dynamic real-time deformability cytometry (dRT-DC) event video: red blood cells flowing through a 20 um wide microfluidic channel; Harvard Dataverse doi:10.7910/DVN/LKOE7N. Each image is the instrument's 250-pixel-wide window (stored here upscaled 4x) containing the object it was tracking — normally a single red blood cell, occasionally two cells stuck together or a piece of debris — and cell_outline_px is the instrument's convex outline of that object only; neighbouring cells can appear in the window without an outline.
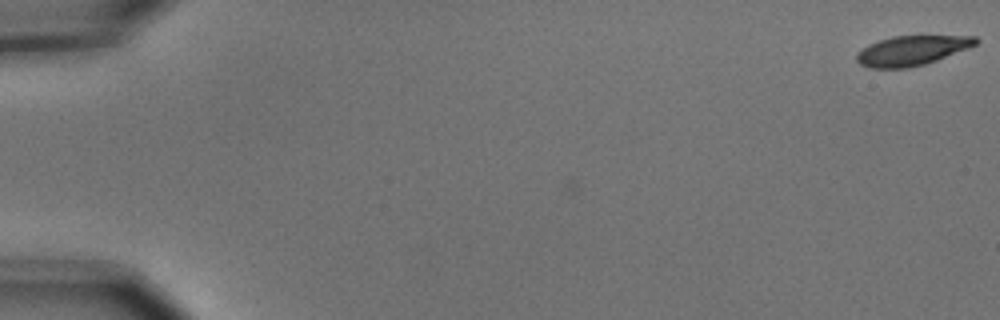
{"species": "common noctule bat (a hibernating species)", "species_latin": "Nyctalus noctula", "temperature_condition": "cold", "stored_images_in_passage": 6, "camera_frame_rate_fps": 3000, "um_per_image_px": 0.085, "animal": {"sex": "male", "body_mass_g": 15.6}, "frame": {"image": 1, "passage_image": 1, "time_ms": 0.0, "image_size_px": [1000, 320], "cell_outline_px": [[980, 40], [976, 44], [968, 48], [936, 60], [924, 64], [908, 68], [872, 68], [860, 64], [856, 60], [856, 52], [868, 44], [892, 36], [976, 36]], "centroid_in_image_um": [77.48, 4.29], "position_along_channel_um": 7.5, "area_um2": 20.52}}
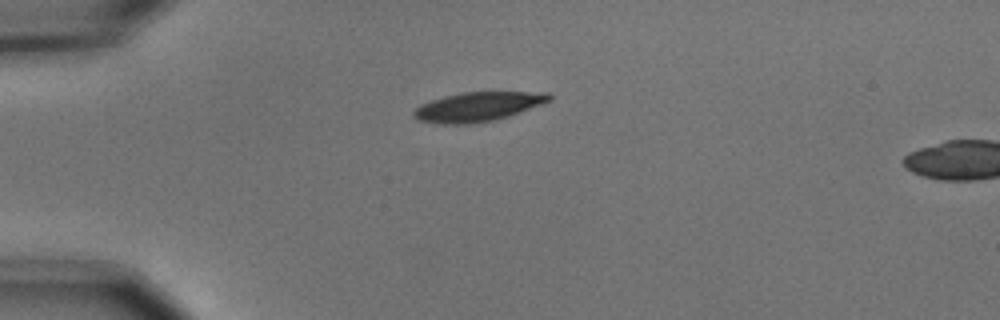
{"frame": {"image": 2, "passage_image": 5, "time_ms": 1.333, "image_size_px": [1000, 320], "cell_outline_px": [[552, 100], [508, 116], [492, 120], [468, 124], [440, 124], [416, 120], [412, 116], [412, 112], [420, 104], [444, 96], [460, 92], [548, 92], [552, 96]], "centroid_in_image_um": [40.57, 9.07], "position_along_channel_um": 44.4, "area_um2": 23.12}}